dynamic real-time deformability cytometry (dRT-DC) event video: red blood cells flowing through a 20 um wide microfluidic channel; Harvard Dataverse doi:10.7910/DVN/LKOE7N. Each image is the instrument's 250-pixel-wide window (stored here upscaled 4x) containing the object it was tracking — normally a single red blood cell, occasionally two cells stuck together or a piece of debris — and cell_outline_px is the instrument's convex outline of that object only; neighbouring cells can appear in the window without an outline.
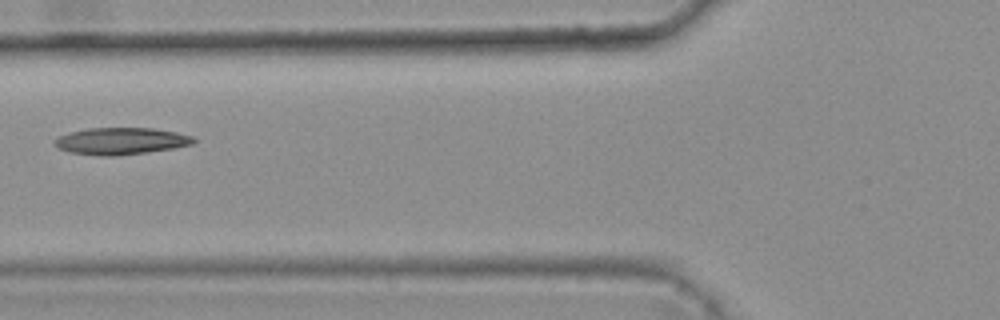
{"species": "common noctule bat (a hibernating species)", "species_latin": "Nyctalus noctula", "temperature_condition": "warm", "stored_images_in_passage": 4, "camera_frame_rate_fps": 3000, "um_per_image_px": 0.085, "animal": {"sex": "female", "body_mass_g": 25.1}, "frame": {"image": 1, "passage_image": 4, "time_ms": 1.0, "image_size_px": [1000, 320], "cell_outline_px": [[196, 140], [192, 144], [172, 148], [116, 156], [104, 156], [68, 152], [56, 148], [52, 144], [52, 140], [60, 136], [72, 132], [88, 128], [152, 128], [176, 132], [192, 136]], "centroid_in_image_um": [10.22, 11.99], "position_along_channel_um": 115.6, "area_um2": 21.68}}